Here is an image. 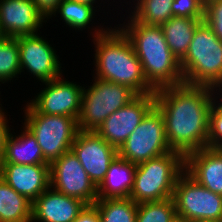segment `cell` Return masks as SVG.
Instances as JSON below:
<instances>
[{
    "mask_svg": "<svg viewBox=\"0 0 222 222\" xmlns=\"http://www.w3.org/2000/svg\"><path fill=\"white\" fill-rule=\"evenodd\" d=\"M214 89L183 83L155 90V106L164 118L166 139L172 151L185 157L208 147L209 116L217 97Z\"/></svg>",
    "mask_w": 222,
    "mask_h": 222,
    "instance_id": "1",
    "label": "cell"
},
{
    "mask_svg": "<svg viewBox=\"0 0 222 222\" xmlns=\"http://www.w3.org/2000/svg\"><path fill=\"white\" fill-rule=\"evenodd\" d=\"M118 28V29H117ZM116 29H96L95 45L96 76L104 81L130 87L137 95L155 93L147 83L142 64L125 34Z\"/></svg>",
    "mask_w": 222,
    "mask_h": 222,
    "instance_id": "2",
    "label": "cell"
},
{
    "mask_svg": "<svg viewBox=\"0 0 222 222\" xmlns=\"http://www.w3.org/2000/svg\"><path fill=\"white\" fill-rule=\"evenodd\" d=\"M129 18L119 29L131 42L147 83L154 90L183 84L180 61L171 52L161 27L142 24L131 15Z\"/></svg>",
    "mask_w": 222,
    "mask_h": 222,
    "instance_id": "3",
    "label": "cell"
},
{
    "mask_svg": "<svg viewBox=\"0 0 222 222\" xmlns=\"http://www.w3.org/2000/svg\"><path fill=\"white\" fill-rule=\"evenodd\" d=\"M180 67L185 84L216 89L222 83V41L204 20L196 27Z\"/></svg>",
    "mask_w": 222,
    "mask_h": 222,
    "instance_id": "4",
    "label": "cell"
},
{
    "mask_svg": "<svg viewBox=\"0 0 222 222\" xmlns=\"http://www.w3.org/2000/svg\"><path fill=\"white\" fill-rule=\"evenodd\" d=\"M185 171V157L177 151L151 158L136 165L130 193L135 203L172 198L178 177Z\"/></svg>",
    "mask_w": 222,
    "mask_h": 222,
    "instance_id": "5",
    "label": "cell"
},
{
    "mask_svg": "<svg viewBox=\"0 0 222 222\" xmlns=\"http://www.w3.org/2000/svg\"><path fill=\"white\" fill-rule=\"evenodd\" d=\"M23 124L35 137L48 164L71 150L79 132L77 118L37 113L28 103Z\"/></svg>",
    "mask_w": 222,
    "mask_h": 222,
    "instance_id": "6",
    "label": "cell"
},
{
    "mask_svg": "<svg viewBox=\"0 0 222 222\" xmlns=\"http://www.w3.org/2000/svg\"><path fill=\"white\" fill-rule=\"evenodd\" d=\"M136 96L130 87L95 78L88 89H83L77 118L79 131H95L107 117Z\"/></svg>",
    "mask_w": 222,
    "mask_h": 222,
    "instance_id": "7",
    "label": "cell"
},
{
    "mask_svg": "<svg viewBox=\"0 0 222 222\" xmlns=\"http://www.w3.org/2000/svg\"><path fill=\"white\" fill-rule=\"evenodd\" d=\"M171 151L166 139L164 118L154 106L119 148L118 156L138 165Z\"/></svg>",
    "mask_w": 222,
    "mask_h": 222,
    "instance_id": "8",
    "label": "cell"
},
{
    "mask_svg": "<svg viewBox=\"0 0 222 222\" xmlns=\"http://www.w3.org/2000/svg\"><path fill=\"white\" fill-rule=\"evenodd\" d=\"M172 198L179 217L222 222V195L200 185L185 171L176 181Z\"/></svg>",
    "mask_w": 222,
    "mask_h": 222,
    "instance_id": "9",
    "label": "cell"
},
{
    "mask_svg": "<svg viewBox=\"0 0 222 222\" xmlns=\"http://www.w3.org/2000/svg\"><path fill=\"white\" fill-rule=\"evenodd\" d=\"M50 187L86 205H93L98 200L97 187L72 150L50 164Z\"/></svg>",
    "mask_w": 222,
    "mask_h": 222,
    "instance_id": "10",
    "label": "cell"
},
{
    "mask_svg": "<svg viewBox=\"0 0 222 222\" xmlns=\"http://www.w3.org/2000/svg\"><path fill=\"white\" fill-rule=\"evenodd\" d=\"M155 106V94H138L116 110L95 130L107 143L119 150L146 114Z\"/></svg>",
    "mask_w": 222,
    "mask_h": 222,
    "instance_id": "11",
    "label": "cell"
},
{
    "mask_svg": "<svg viewBox=\"0 0 222 222\" xmlns=\"http://www.w3.org/2000/svg\"><path fill=\"white\" fill-rule=\"evenodd\" d=\"M43 83L46 87L28 104L37 113L78 118L84 87L62 76Z\"/></svg>",
    "mask_w": 222,
    "mask_h": 222,
    "instance_id": "12",
    "label": "cell"
},
{
    "mask_svg": "<svg viewBox=\"0 0 222 222\" xmlns=\"http://www.w3.org/2000/svg\"><path fill=\"white\" fill-rule=\"evenodd\" d=\"M71 150L96 187L104 180L110 164L118 156V150L96 131H79Z\"/></svg>",
    "mask_w": 222,
    "mask_h": 222,
    "instance_id": "13",
    "label": "cell"
},
{
    "mask_svg": "<svg viewBox=\"0 0 222 222\" xmlns=\"http://www.w3.org/2000/svg\"><path fill=\"white\" fill-rule=\"evenodd\" d=\"M19 45L21 72L24 69L38 80L48 82L61 77V63L52 45L37 34L16 37Z\"/></svg>",
    "mask_w": 222,
    "mask_h": 222,
    "instance_id": "14",
    "label": "cell"
},
{
    "mask_svg": "<svg viewBox=\"0 0 222 222\" xmlns=\"http://www.w3.org/2000/svg\"><path fill=\"white\" fill-rule=\"evenodd\" d=\"M0 177L17 193L33 202L50 187V164L2 163Z\"/></svg>",
    "mask_w": 222,
    "mask_h": 222,
    "instance_id": "15",
    "label": "cell"
},
{
    "mask_svg": "<svg viewBox=\"0 0 222 222\" xmlns=\"http://www.w3.org/2000/svg\"><path fill=\"white\" fill-rule=\"evenodd\" d=\"M44 19L33 0H0V25L9 37L37 34Z\"/></svg>",
    "mask_w": 222,
    "mask_h": 222,
    "instance_id": "16",
    "label": "cell"
},
{
    "mask_svg": "<svg viewBox=\"0 0 222 222\" xmlns=\"http://www.w3.org/2000/svg\"><path fill=\"white\" fill-rule=\"evenodd\" d=\"M185 172L213 193L222 195V147H207L185 156Z\"/></svg>",
    "mask_w": 222,
    "mask_h": 222,
    "instance_id": "17",
    "label": "cell"
},
{
    "mask_svg": "<svg viewBox=\"0 0 222 222\" xmlns=\"http://www.w3.org/2000/svg\"><path fill=\"white\" fill-rule=\"evenodd\" d=\"M86 204L49 187L32 202L31 221L73 222Z\"/></svg>",
    "mask_w": 222,
    "mask_h": 222,
    "instance_id": "18",
    "label": "cell"
},
{
    "mask_svg": "<svg viewBox=\"0 0 222 222\" xmlns=\"http://www.w3.org/2000/svg\"><path fill=\"white\" fill-rule=\"evenodd\" d=\"M136 165L119 156L110 164L104 180L97 187L98 199L129 198L134 185Z\"/></svg>",
    "mask_w": 222,
    "mask_h": 222,
    "instance_id": "19",
    "label": "cell"
},
{
    "mask_svg": "<svg viewBox=\"0 0 222 222\" xmlns=\"http://www.w3.org/2000/svg\"><path fill=\"white\" fill-rule=\"evenodd\" d=\"M23 132L14 136L10 131L5 139L2 163L20 165L48 164L36 137L24 126Z\"/></svg>",
    "mask_w": 222,
    "mask_h": 222,
    "instance_id": "20",
    "label": "cell"
},
{
    "mask_svg": "<svg viewBox=\"0 0 222 222\" xmlns=\"http://www.w3.org/2000/svg\"><path fill=\"white\" fill-rule=\"evenodd\" d=\"M203 20L173 16L160 26L166 43L179 61L187 53L196 27Z\"/></svg>",
    "mask_w": 222,
    "mask_h": 222,
    "instance_id": "21",
    "label": "cell"
},
{
    "mask_svg": "<svg viewBox=\"0 0 222 222\" xmlns=\"http://www.w3.org/2000/svg\"><path fill=\"white\" fill-rule=\"evenodd\" d=\"M32 202L0 177V222H32Z\"/></svg>",
    "mask_w": 222,
    "mask_h": 222,
    "instance_id": "22",
    "label": "cell"
},
{
    "mask_svg": "<svg viewBox=\"0 0 222 222\" xmlns=\"http://www.w3.org/2000/svg\"><path fill=\"white\" fill-rule=\"evenodd\" d=\"M94 205L102 222H136L138 204L131 198L98 199Z\"/></svg>",
    "mask_w": 222,
    "mask_h": 222,
    "instance_id": "23",
    "label": "cell"
},
{
    "mask_svg": "<svg viewBox=\"0 0 222 222\" xmlns=\"http://www.w3.org/2000/svg\"><path fill=\"white\" fill-rule=\"evenodd\" d=\"M132 17L145 25L161 26L173 17L172 3L174 0H136Z\"/></svg>",
    "mask_w": 222,
    "mask_h": 222,
    "instance_id": "24",
    "label": "cell"
},
{
    "mask_svg": "<svg viewBox=\"0 0 222 222\" xmlns=\"http://www.w3.org/2000/svg\"><path fill=\"white\" fill-rule=\"evenodd\" d=\"M93 7L76 1L62 0L53 15L55 16L58 12L70 28L83 30L95 18L93 17L95 15Z\"/></svg>",
    "mask_w": 222,
    "mask_h": 222,
    "instance_id": "25",
    "label": "cell"
},
{
    "mask_svg": "<svg viewBox=\"0 0 222 222\" xmlns=\"http://www.w3.org/2000/svg\"><path fill=\"white\" fill-rule=\"evenodd\" d=\"M173 198L138 203L136 222H171L176 217Z\"/></svg>",
    "mask_w": 222,
    "mask_h": 222,
    "instance_id": "26",
    "label": "cell"
},
{
    "mask_svg": "<svg viewBox=\"0 0 222 222\" xmlns=\"http://www.w3.org/2000/svg\"><path fill=\"white\" fill-rule=\"evenodd\" d=\"M19 45L10 37L0 45V82H8L21 74Z\"/></svg>",
    "mask_w": 222,
    "mask_h": 222,
    "instance_id": "27",
    "label": "cell"
},
{
    "mask_svg": "<svg viewBox=\"0 0 222 222\" xmlns=\"http://www.w3.org/2000/svg\"><path fill=\"white\" fill-rule=\"evenodd\" d=\"M172 15L192 19H205V0H174Z\"/></svg>",
    "mask_w": 222,
    "mask_h": 222,
    "instance_id": "28",
    "label": "cell"
},
{
    "mask_svg": "<svg viewBox=\"0 0 222 222\" xmlns=\"http://www.w3.org/2000/svg\"><path fill=\"white\" fill-rule=\"evenodd\" d=\"M208 147H222V103L216 104L215 98L209 116Z\"/></svg>",
    "mask_w": 222,
    "mask_h": 222,
    "instance_id": "29",
    "label": "cell"
},
{
    "mask_svg": "<svg viewBox=\"0 0 222 222\" xmlns=\"http://www.w3.org/2000/svg\"><path fill=\"white\" fill-rule=\"evenodd\" d=\"M204 21L222 41V0H205Z\"/></svg>",
    "mask_w": 222,
    "mask_h": 222,
    "instance_id": "30",
    "label": "cell"
},
{
    "mask_svg": "<svg viewBox=\"0 0 222 222\" xmlns=\"http://www.w3.org/2000/svg\"><path fill=\"white\" fill-rule=\"evenodd\" d=\"M39 12L48 20L57 10L62 0H33Z\"/></svg>",
    "mask_w": 222,
    "mask_h": 222,
    "instance_id": "31",
    "label": "cell"
},
{
    "mask_svg": "<svg viewBox=\"0 0 222 222\" xmlns=\"http://www.w3.org/2000/svg\"><path fill=\"white\" fill-rule=\"evenodd\" d=\"M73 222H102L97 207L86 205Z\"/></svg>",
    "mask_w": 222,
    "mask_h": 222,
    "instance_id": "32",
    "label": "cell"
},
{
    "mask_svg": "<svg viewBox=\"0 0 222 222\" xmlns=\"http://www.w3.org/2000/svg\"><path fill=\"white\" fill-rule=\"evenodd\" d=\"M3 110L4 109L0 107V166L4 157L5 139L9 131H11L9 125H7L8 120Z\"/></svg>",
    "mask_w": 222,
    "mask_h": 222,
    "instance_id": "33",
    "label": "cell"
},
{
    "mask_svg": "<svg viewBox=\"0 0 222 222\" xmlns=\"http://www.w3.org/2000/svg\"><path fill=\"white\" fill-rule=\"evenodd\" d=\"M10 37L8 36L7 32L3 29V27L0 25V45L4 43L7 39Z\"/></svg>",
    "mask_w": 222,
    "mask_h": 222,
    "instance_id": "34",
    "label": "cell"
},
{
    "mask_svg": "<svg viewBox=\"0 0 222 222\" xmlns=\"http://www.w3.org/2000/svg\"><path fill=\"white\" fill-rule=\"evenodd\" d=\"M76 1L78 3H84L93 6L96 0H71Z\"/></svg>",
    "mask_w": 222,
    "mask_h": 222,
    "instance_id": "35",
    "label": "cell"
},
{
    "mask_svg": "<svg viewBox=\"0 0 222 222\" xmlns=\"http://www.w3.org/2000/svg\"><path fill=\"white\" fill-rule=\"evenodd\" d=\"M171 222H190L186 218L176 216Z\"/></svg>",
    "mask_w": 222,
    "mask_h": 222,
    "instance_id": "36",
    "label": "cell"
},
{
    "mask_svg": "<svg viewBox=\"0 0 222 222\" xmlns=\"http://www.w3.org/2000/svg\"><path fill=\"white\" fill-rule=\"evenodd\" d=\"M190 222H216V221H209V220H191Z\"/></svg>",
    "mask_w": 222,
    "mask_h": 222,
    "instance_id": "37",
    "label": "cell"
},
{
    "mask_svg": "<svg viewBox=\"0 0 222 222\" xmlns=\"http://www.w3.org/2000/svg\"><path fill=\"white\" fill-rule=\"evenodd\" d=\"M218 88H219V91L218 92H220L221 93V91L220 90H222V89H220L221 87H222V83H220L218 86H217ZM222 99V98H221ZM221 102H222V100H221Z\"/></svg>",
    "mask_w": 222,
    "mask_h": 222,
    "instance_id": "38",
    "label": "cell"
}]
</instances>
